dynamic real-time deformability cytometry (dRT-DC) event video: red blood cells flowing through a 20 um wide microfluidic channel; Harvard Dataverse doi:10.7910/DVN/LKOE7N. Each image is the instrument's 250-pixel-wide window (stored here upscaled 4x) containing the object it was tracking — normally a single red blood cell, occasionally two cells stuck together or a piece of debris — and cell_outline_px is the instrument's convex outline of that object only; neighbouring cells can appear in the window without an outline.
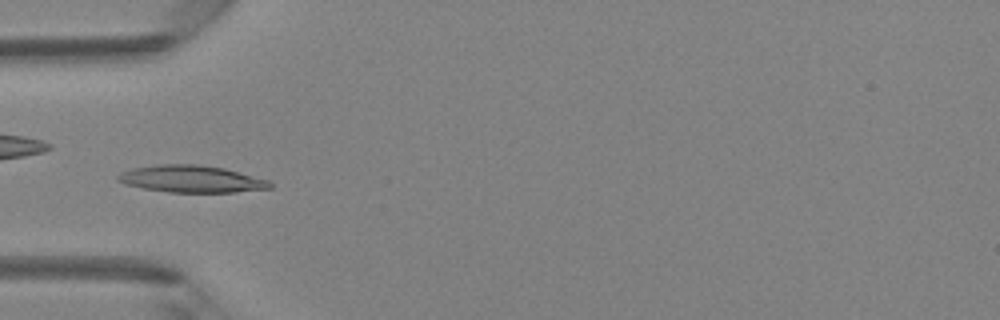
{"species": "Egyptian fruit bat (a non-hibernating species)", "species_latin": "Rousettus aegyptiacus", "temperature_condition": "room temperature", "stored_images_in_passage": 47, "camera_frame_rate_fps": 3000, "um_per_image_px": 0.085, "animal": {"sex": "female"}, "frame": {"image": 1, "passage_image": 14, "time_ms": 4.333, "image_size_px": [1000, 320], "cell_outline_px": [[272, 188], [236, 192], [168, 192], [144, 188], [124, 184], [116, 180], [116, 176], [120, 172], [132, 168], [160, 164], [196, 164], [224, 168], [268, 180], [272, 184]], "centroid_in_image_um": [16.23, 15.21], "position_along_channel_um": 68.8, "area_um2": 23.93}}
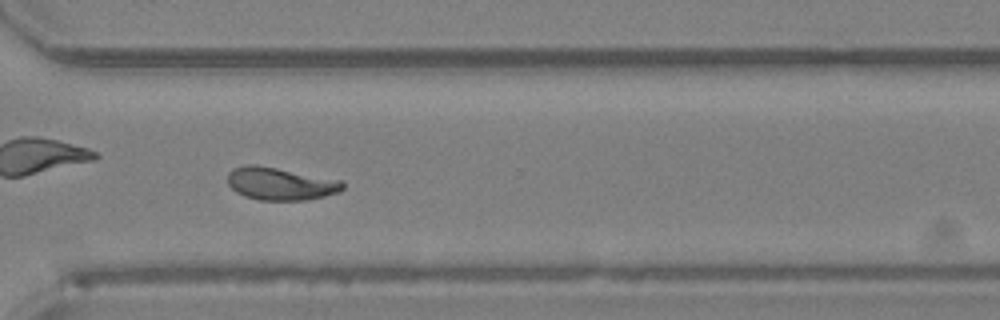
{"frame": {"image": 2, "passage_image": 34, "time_ms": 11.0, "image_size_px": [1000, 320], "cell_outline_px": [[344, 188], [340, 192], [324, 196], [304, 200], [260, 200], [244, 196], [236, 192], [228, 184], [228, 172], [232, 168], [248, 164], [256, 164], [340, 180], [344, 184]], "centroid_in_image_um": [23.8, 15.61], "position_along_channel_um": 346.8, "area_um2": 21.85}, "authors_computed_cell_mechanics": {"area_um2": 21.7328, "velocity_mm_per_s": 4.182, "shape_relaxation_time_tau1_ms": 4.0456, "shape_relaxation_time_tau2_ms": 3.1389, "deformation_change_tau1": 0.1624, "deformation_change_tau2": 0.0918}}